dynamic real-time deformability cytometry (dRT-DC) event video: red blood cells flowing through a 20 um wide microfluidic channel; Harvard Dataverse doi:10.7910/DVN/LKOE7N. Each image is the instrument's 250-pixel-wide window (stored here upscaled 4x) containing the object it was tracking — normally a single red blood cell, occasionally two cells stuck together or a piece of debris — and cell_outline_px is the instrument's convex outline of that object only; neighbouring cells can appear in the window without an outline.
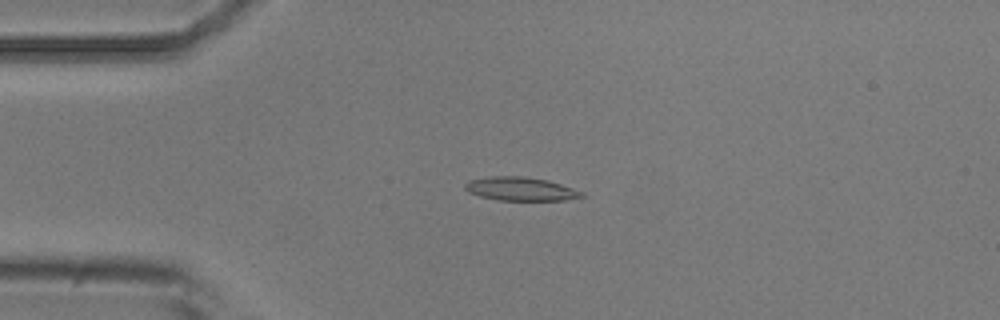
{"species": "common noctule bat (a hibernating species)", "species_latin": "Nyctalus noctula", "temperature_condition": "room temperature", "stored_images_in_passage": 5, "camera_frame_rate_fps": 3000, "um_per_image_px": 0.085, "animal": {"sex": "male", "body_mass_g": 20.5, "forearm_length_mm": 52.5}, "frame": {"image": 1, "passage_image": 4, "time_ms": 3.667, "image_size_px": [1000, 320], "cell_outline_px": [[588, 196], [564, 200], [500, 200], [480, 196], [468, 192], [464, 188], [464, 184], [468, 180], [488, 176], [524, 176], [548, 180], [584, 192]], "centroid_in_image_um": [44.25, 16.05], "position_along_channel_um": 40.7, "area_um2": 16.13}}